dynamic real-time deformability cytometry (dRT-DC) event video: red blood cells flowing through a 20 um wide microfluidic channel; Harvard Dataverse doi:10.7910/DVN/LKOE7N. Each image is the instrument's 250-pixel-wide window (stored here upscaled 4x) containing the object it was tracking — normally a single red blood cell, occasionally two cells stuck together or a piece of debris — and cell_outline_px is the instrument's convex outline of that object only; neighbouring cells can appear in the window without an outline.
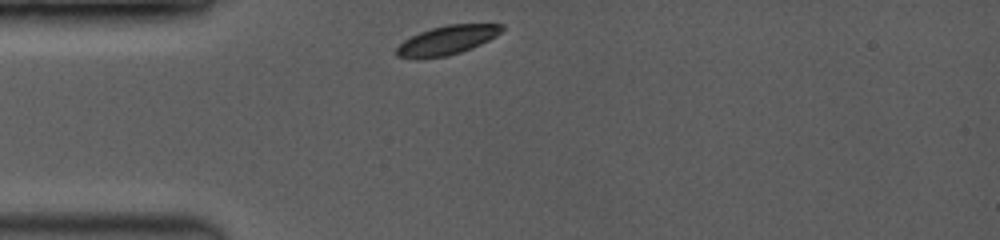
{"species": "common noctule bat (a hibernating species)", "species_latin": "Nyctalus noctula", "temperature_condition": "room temperature", "stored_images_in_passage": 43, "camera_frame_rate_fps": 3500, "um_per_image_px": 0.085, "animal": {"sex": "female", "body_mass_g": 19.0, "forearm_length_mm": 53.3}, "frame": {"image": 1, "passage_image": 1, "time_ms": 0.0, "image_size_px": [1000, 240], "cell_outline_px": [[504, 28], [496, 36], [480, 44], [460, 52], [444, 56], [396, 56], [396, 48], [404, 40], [420, 32], [432, 28], [448, 24], [504, 24]], "centroid_in_image_um": [38.05, 3.37], "position_along_channel_um": 46.9, "area_um2": 17.05}}
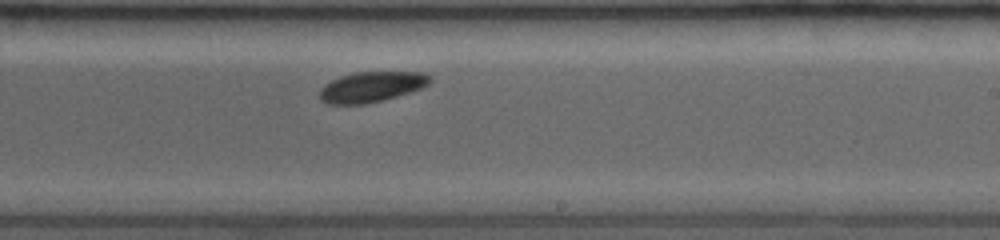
{"frame": {"image": 2, "passage_image": 28, "time_ms": 5.714, "image_size_px": [1000, 240], "cell_outline_px": [[432, 80], [428, 84], [420, 88], [396, 96], [364, 104], [328, 104], [320, 100], [320, 88], [324, 84], [340, 76], [356, 72], [424, 72], [432, 76]], "centroid_in_image_um": [31.56, 7.37], "position_along_channel_um": 257.4, "area_um2": 19.42}}
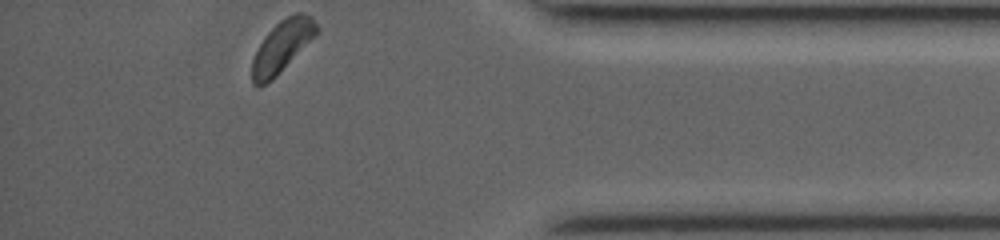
{"frame": {"image": 3, "passage_image": 43, "time_ms": 10.0, "image_size_px": [1000, 240], "cell_outline_px": [[320, 28], [276, 76], [272, 80], [264, 84], [252, 84], [252, 60], [264, 36], [280, 20], [296, 12], [304, 12], [312, 16]], "centroid_in_image_um": [23.96, 3.89], "position_along_channel_um": 411.2, "area_um2": 18.79}, "authors_computed_cell_mechanics": {"area_um2": 19.4208, "velocity_mm_per_s": 3.9505, "shape_relaxation_time_tau1_ms": 2.2827, "shape_relaxation_time_tau2_ms": 10.297, "deformation_change_tau1": 0.0902, "deformation_change_tau2": 0.0745}}